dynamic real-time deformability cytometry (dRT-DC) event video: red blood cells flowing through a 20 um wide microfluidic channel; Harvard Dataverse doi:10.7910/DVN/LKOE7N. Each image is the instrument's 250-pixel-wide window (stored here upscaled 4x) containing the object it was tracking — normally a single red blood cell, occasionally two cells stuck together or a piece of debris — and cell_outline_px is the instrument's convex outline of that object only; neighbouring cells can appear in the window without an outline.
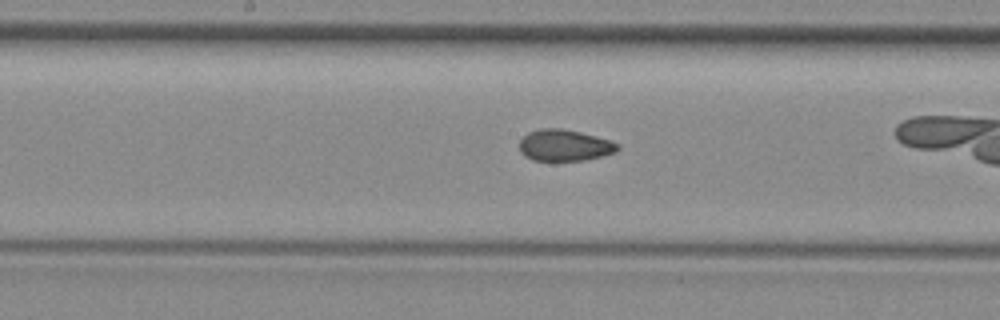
{"species": "common noctule bat (a hibernating species)", "species_latin": "Nyctalus noctula", "temperature_condition": "room temperature", "stored_images_in_passage": 28, "camera_frame_rate_fps": 3000, "um_per_image_px": 0.085, "animal": {"sex": "female", "body_mass_g": 29.2, "forearm_length_mm": 56.3}, "frame": {"image": 1, "passage_image": 13, "time_ms": 4.0, "image_size_px": [1000, 320], "cell_outline_px": [[620, 148], [616, 152], [604, 156], [584, 160], [532, 160], [524, 156], [520, 152], [520, 140], [528, 132], [540, 128], [560, 128], [580, 132], [612, 140], [620, 144]], "centroid_in_image_um": [48.02, 12.35], "position_along_channel_um": 200.2, "area_um2": 18.15}}
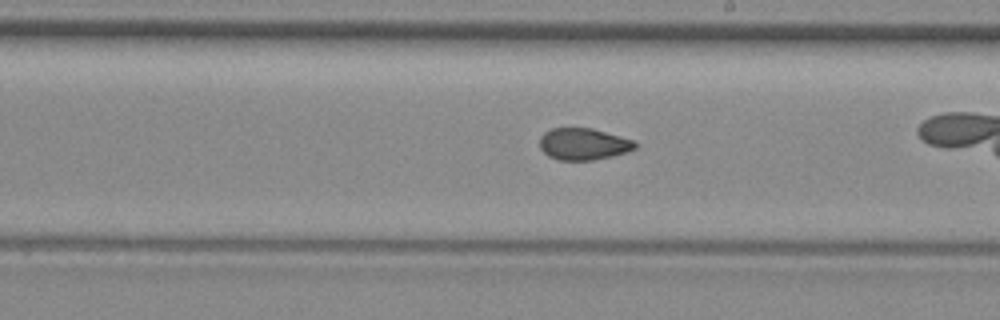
{"frame": {"image": 2, "passage_image": 16, "time_ms": 5.0, "image_size_px": [1000, 320], "cell_outline_px": [[640, 144], [636, 148], [628, 152], [612, 156], [592, 160], [560, 160], [548, 156], [540, 148], [540, 136], [544, 132], [552, 128], [592, 128], [636, 140]], "centroid_in_image_um": [49.64, 12.24], "position_along_channel_um": 239.4, "area_um2": 17.92}}